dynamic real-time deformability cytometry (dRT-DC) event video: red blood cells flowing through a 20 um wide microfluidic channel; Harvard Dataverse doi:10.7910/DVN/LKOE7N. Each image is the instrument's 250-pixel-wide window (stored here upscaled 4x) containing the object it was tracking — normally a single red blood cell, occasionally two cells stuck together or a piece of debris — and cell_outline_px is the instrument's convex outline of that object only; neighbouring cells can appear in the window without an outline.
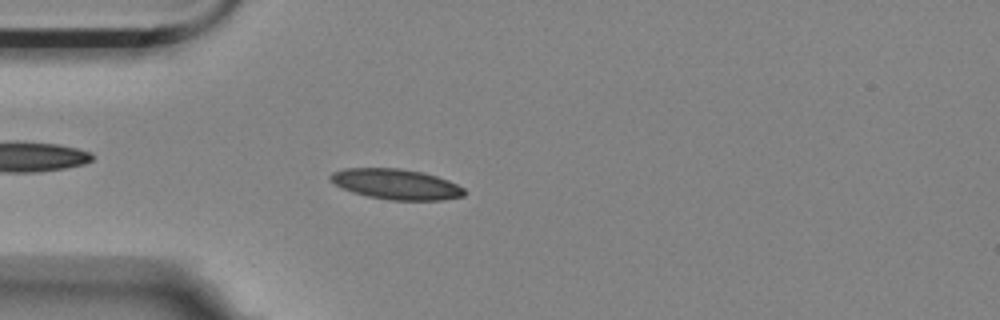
{"species": "Egyptian fruit bat (a non-hibernating species)", "species_latin": "Rousettus aegyptiacus", "temperature_condition": "room temperature", "stored_images_in_passage": 4, "camera_frame_rate_fps": 3000, "um_per_image_px": 0.085, "animal": {"sex": "female"}, "frame": {"image": 1, "passage_image": 4, "time_ms": 1.0, "image_size_px": [1000, 320], "cell_outline_px": [[468, 192], [464, 196], [440, 200], [392, 200], [368, 196], [352, 192], [336, 184], [328, 176], [332, 172], [344, 168], [400, 168], [424, 172], [448, 180], [464, 188]], "centroid_in_image_um": [33.7, 15.65], "position_along_channel_um": 51.3, "area_um2": 23.7}}